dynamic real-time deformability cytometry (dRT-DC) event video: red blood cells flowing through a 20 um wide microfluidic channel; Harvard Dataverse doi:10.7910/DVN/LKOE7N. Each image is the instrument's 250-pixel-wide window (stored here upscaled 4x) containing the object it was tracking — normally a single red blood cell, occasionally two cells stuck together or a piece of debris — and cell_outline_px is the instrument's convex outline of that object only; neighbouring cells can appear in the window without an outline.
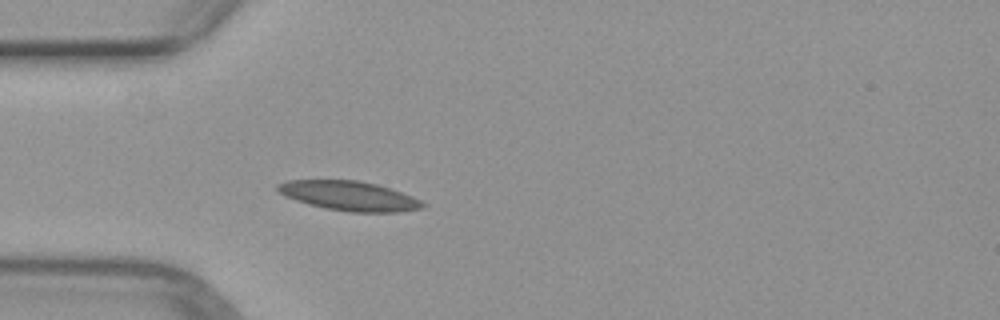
{"species": "common noctule bat (a hibernating species)", "species_latin": "Nyctalus noctula", "temperature_condition": "warm", "stored_images_in_passage": 38, "camera_frame_rate_fps": 3000, "um_per_image_px": 0.085, "animal": {"sex": "female", "body_mass_g": 29.2, "forearm_length_mm": 56.3}, "frame": {"image": 1, "passage_image": 4, "time_ms": 1.0, "image_size_px": [1000, 320], "cell_outline_px": [[424, 208], [400, 212], [348, 212], [324, 208], [308, 204], [284, 196], [276, 192], [276, 184], [288, 180], [360, 180], [376, 184], [412, 196], [420, 200], [424, 204]], "centroid_in_image_um": [29.63, 16.65], "position_along_channel_um": 55.4, "area_um2": 25.03}}
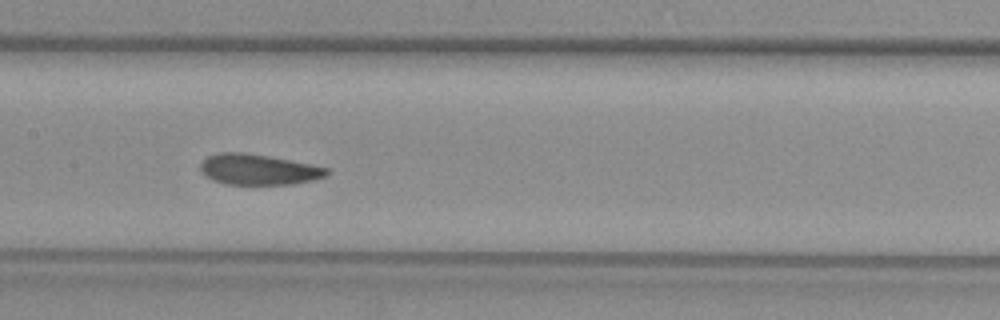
{"frame": {"image": 2, "passage_image": 14, "time_ms": 4.333, "image_size_px": [1000, 320], "cell_outline_px": [[332, 172], [328, 176], [312, 180], [292, 184], [224, 184], [212, 180], [204, 176], [200, 172], [200, 164], [208, 156], [216, 152], [244, 152], [268, 156], [312, 164], [328, 168]], "centroid_in_image_um": [21.96, 14.4], "position_along_channel_um": 185.4, "area_um2": 22.83}}
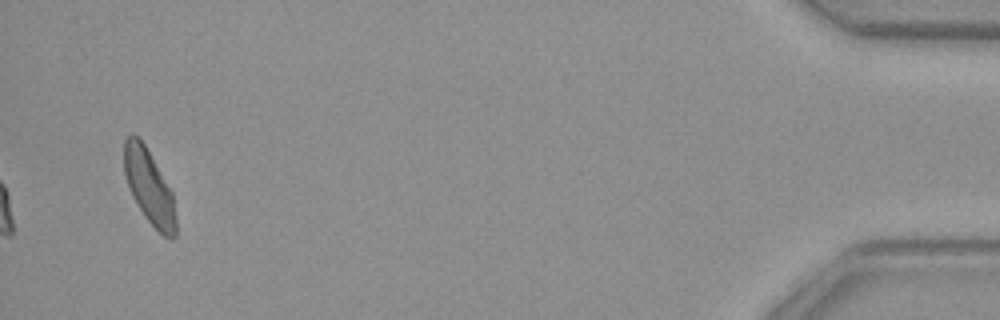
{"frame": {"image": 3, "passage_image": 38, "time_ms": 12.333, "image_size_px": [1000, 320], "cell_outline_px": [[176, 236], [172, 240], [164, 236], [144, 216], [132, 196], [128, 188], [124, 172], [124, 140], [132, 132], [144, 144], [172, 192], [176, 220]], "centroid_in_image_um": [12.67, 15.9], "position_along_channel_um": 422.5, "area_um2": 22.14}}